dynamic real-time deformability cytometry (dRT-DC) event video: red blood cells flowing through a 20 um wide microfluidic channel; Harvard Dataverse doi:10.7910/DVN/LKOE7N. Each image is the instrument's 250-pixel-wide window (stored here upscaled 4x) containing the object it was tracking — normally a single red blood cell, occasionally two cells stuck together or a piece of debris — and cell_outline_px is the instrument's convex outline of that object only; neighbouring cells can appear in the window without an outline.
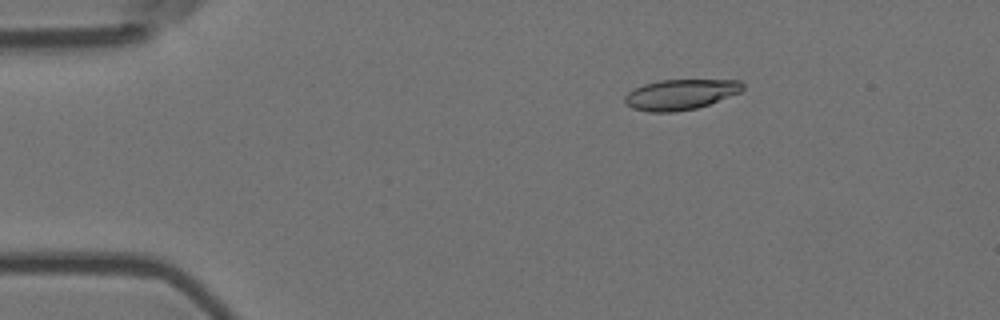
{"species": "Egyptian fruit bat (a non-hibernating species)", "species_latin": "Rousettus aegyptiacus", "temperature_condition": "room temperature", "stored_images_in_passage": 3, "camera_frame_rate_fps": 3000, "um_per_image_px": 0.085, "animal": {"sex": "female"}, "frame": {"image": 1, "passage_image": 1, "time_ms": 0.0, "image_size_px": [1000, 320], "cell_outline_px": [[744, 88], [740, 92], [708, 104], [696, 108], [672, 112], [648, 112], [632, 108], [624, 104], [624, 96], [628, 92], [644, 84], [660, 80], [740, 80], [744, 84]], "centroid_in_image_um": [57.81, 8.03], "position_along_channel_um": 27.2, "area_um2": 20.81}}